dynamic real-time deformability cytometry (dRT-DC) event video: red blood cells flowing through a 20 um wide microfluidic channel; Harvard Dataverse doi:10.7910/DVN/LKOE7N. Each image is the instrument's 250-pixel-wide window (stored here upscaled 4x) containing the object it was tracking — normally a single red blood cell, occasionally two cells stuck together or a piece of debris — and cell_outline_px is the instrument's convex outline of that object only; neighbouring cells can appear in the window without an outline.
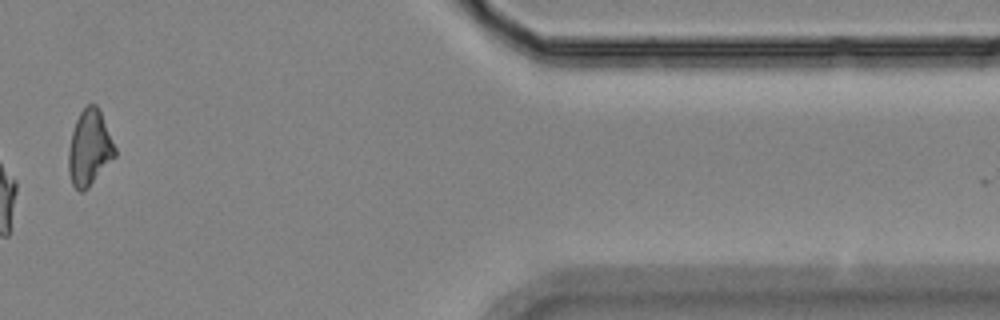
{"species": "Egyptian fruit bat (a non-hibernating species)", "species_latin": "Rousettus aegyptiacus", "temperature_condition": "room temperature", "stored_images_in_passage": 16, "camera_frame_rate_fps": 3000, "um_per_image_px": 0.085, "animal": {"sex": "female"}, "frame": {"image": 1, "passage_image": 14, "time_ms": 16.0, "image_size_px": [1000, 320], "cell_outline_px": [[116, 156], [88, 188], [84, 192], [80, 192], [72, 184], [68, 172], [68, 152], [72, 132], [76, 120], [80, 112], [88, 104], [96, 104], [100, 112], [116, 148]], "centroid_in_image_um": [7.6, 12.61], "position_along_channel_um": 403.8, "area_um2": 20.35}, "authors_computed_cell_mechanics": {"area_um2": 20.4323, "velocity_mm_per_s": 3.5146, "shape_relaxation_time_tau1_ms": 10.9304, "shape_relaxation_time_tau2_ms": 0.8646, "deformation_change_tau1": 0.2133, "deformation_change_tau2": 0.0495}}